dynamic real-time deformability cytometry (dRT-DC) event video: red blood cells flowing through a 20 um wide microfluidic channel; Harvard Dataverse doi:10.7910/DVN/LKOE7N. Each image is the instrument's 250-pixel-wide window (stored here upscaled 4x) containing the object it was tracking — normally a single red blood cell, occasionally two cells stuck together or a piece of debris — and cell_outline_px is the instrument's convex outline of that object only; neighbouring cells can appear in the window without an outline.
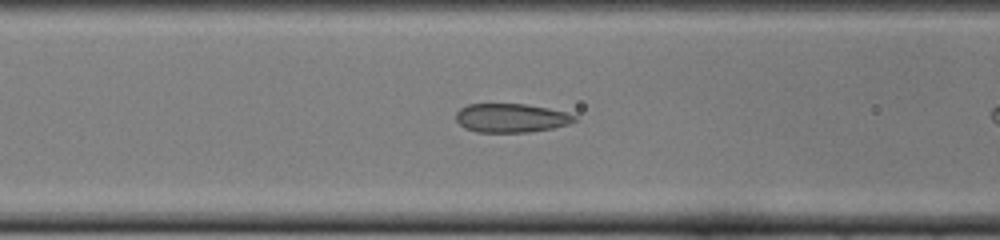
{"species": "common noctule bat (a hibernating species)", "species_latin": "Nyctalus noctula", "temperature_condition": "cold", "stored_images_in_passage": 27, "camera_frame_rate_fps": 3000, "um_per_image_px": 0.085, "animal": {"sex": "female", "body_mass_g": 22.0, "forearm_length_mm": 56.7}, "frame": {"image": 1, "passage_image": 9, "time_ms": 2.667, "image_size_px": [1000, 240], "cell_outline_px": [[576, 120], [568, 124], [552, 128], [528, 132], [476, 132], [464, 128], [456, 120], [456, 112], [460, 108], [468, 104], [524, 104], [548, 108], [564, 112], [576, 116]], "centroid_in_image_um": [43.4, 10.03], "position_along_channel_um": 123.2, "area_um2": 19.83}}
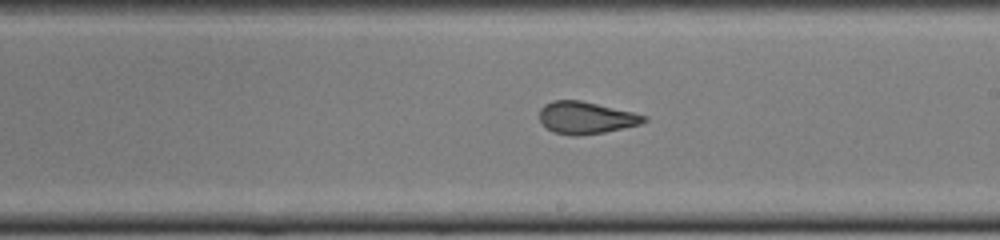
{"frame": {"image": 2, "passage_image": 18, "time_ms": 5.667, "image_size_px": [1000, 240], "cell_outline_px": [[648, 120], [640, 124], [624, 128], [604, 132], [580, 136], [572, 136], [552, 132], [540, 120], [540, 108], [544, 104], [552, 100], [580, 100], [632, 112], [648, 116]], "centroid_in_image_um": [49.8, 10.01], "position_along_channel_um": 239.2, "area_um2": 19.59}}
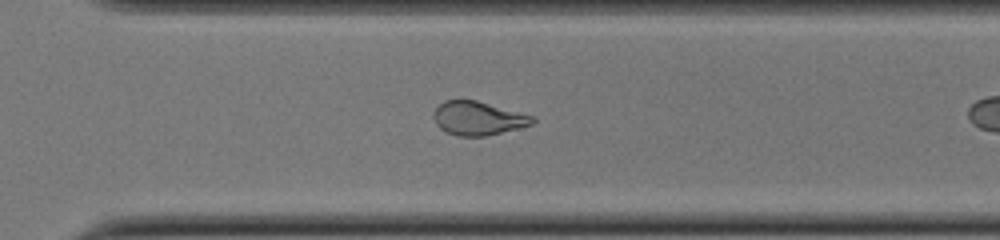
{"frame": {"image": 3, "passage_image": 25, "time_ms": 8.0, "image_size_px": [1000, 240], "cell_outline_px": [[536, 120], [532, 124], [484, 136], [456, 136], [440, 128], [436, 124], [432, 116], [432, 112], [444, 100], [476, 100], [536, 116]], "centroid_in_image_um": [40.62, 10.04], "position_along_channel_um": 330.0, "area_um2": 19.36}}